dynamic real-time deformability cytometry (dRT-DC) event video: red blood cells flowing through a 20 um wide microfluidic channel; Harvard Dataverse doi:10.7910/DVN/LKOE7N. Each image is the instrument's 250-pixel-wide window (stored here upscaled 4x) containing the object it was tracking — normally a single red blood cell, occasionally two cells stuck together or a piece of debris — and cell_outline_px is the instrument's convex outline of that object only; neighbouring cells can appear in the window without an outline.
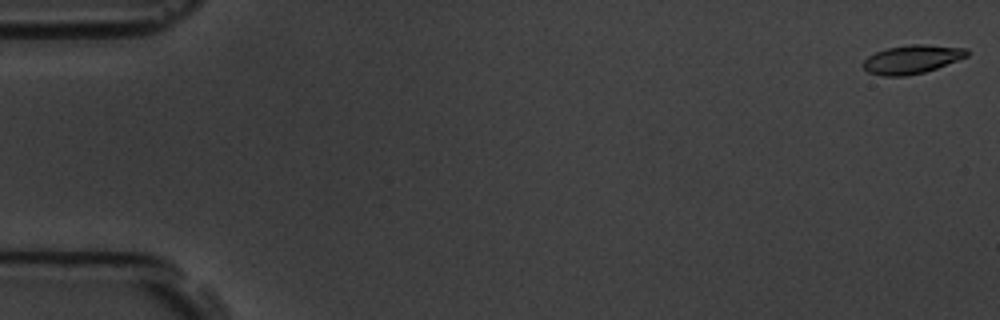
{"species": "common noctule bat (a hibernating species)", "species_latin": "Nyctalus noctula", "temperature_condition": "room temperature", "stored_images_in_passage": 5, "camera_frame_rate_fps": 3000, "um_per_image_px": 0.085, "animal": {"sex": "male", "body_mass_g": 19.5, "forearm_length_mm": 54.6}, "frame": {"image": 1, "passage_image": 1, "time_ms": 0.0, "image_size_px": [1000, 320], "cell_outline_px": [[968, 56], [936, 68], [924, 72], [904, 76], [884, 76], [868, 72], [864, 68], [864, 60], [868, 56], [876, 52], [888, 48], [912, 44], [924, 44], [968, 48]], "centroid_in_image_um": [77.53, 5.03], "position_along_channel_um": 7.5, "area_um2": 17.11}}
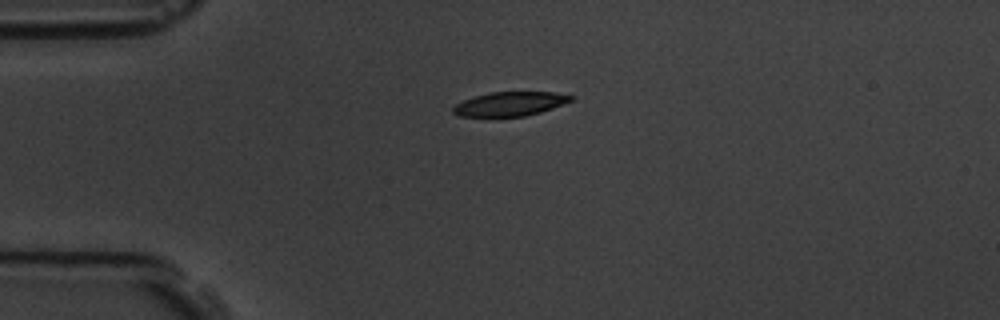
{"frame": {"image": 2, "passage_image": 4, "time_ms": 4.333, "image_size_px": [1000, 320], "cell_outline_px": [[576, 96], [572, 100], [552, 108], [540, 112], [524, 116], [460, 116], [452, 112], [452, 108], [456, 104], [472, 96], [488, 92], [552, 92]], "centroid_in_image_um": [43.33, 8.82], "position_along_channel_um": 41.7, "area_um2": 16.47}}